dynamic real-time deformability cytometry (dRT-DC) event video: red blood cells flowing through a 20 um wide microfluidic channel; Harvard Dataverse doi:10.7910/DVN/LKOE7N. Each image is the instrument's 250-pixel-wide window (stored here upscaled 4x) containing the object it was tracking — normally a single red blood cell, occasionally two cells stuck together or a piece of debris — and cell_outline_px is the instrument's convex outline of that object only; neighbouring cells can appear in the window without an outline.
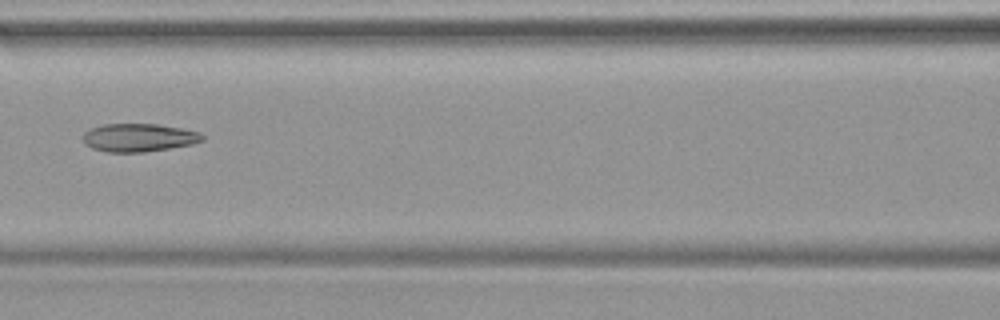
{"species": "common noctule bat (a hibernating species)", "species_latin": "Nyctalus noctula", "temperature_condition": "warm", "stored_images_in_passage": 7, "camera_frame_rate_fps": 3000, "um_per_image_px": 0.085, "animal": {"sex": "female", "body_mass_g": 19.9}, "frame": {"image": 1, "passage_image": 7, "time_ms": 2.0, "image_size_px": [1000, 320], "cell_outline_px": [[204, 140], [192, 144], [144, 152], [108, 152], [92, 148], [84, 144], [84, 132], [92, 128], [104, 124], [156, 124], [180, 128], [200, 132], [204, 136]], "centroid_in_image_um": [11.8, 11.7], "position_along_channel_um": 154.8, "area_um2": 19.42}}